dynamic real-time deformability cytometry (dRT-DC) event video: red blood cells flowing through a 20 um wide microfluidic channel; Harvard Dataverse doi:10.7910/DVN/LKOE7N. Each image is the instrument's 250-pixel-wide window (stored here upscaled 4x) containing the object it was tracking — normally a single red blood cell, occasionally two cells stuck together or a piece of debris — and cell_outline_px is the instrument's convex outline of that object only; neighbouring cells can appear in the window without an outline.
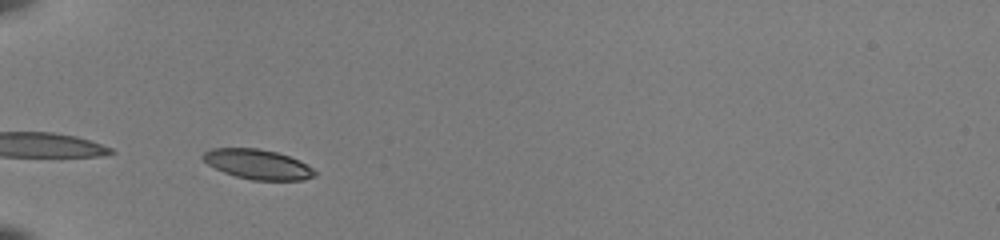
{"species": "common noctule bat (a hibernating species)", "species_latin": "Nyctalus noctula", "temperature_condition": "room temperature", "stored_images_in_passage": 8, "camera_frame_rate_fps": 3000, "um_per_image_px": 0.085, "animal": {"sex": "female", "body_mass_g": 22.0, "forearm_length_mm": 56.7}, "frame": {"image": 1, "passage_image": 1, "time_ms": 0.0, "image_size_px": [1000, 240], "cell_outline_px": [[316, 176], [304, 180], [252, 180], [236, 176], [224, 172], [208, 164], [200, 156], [204, 152], [212, 148], [256, 148], [276, 152], [300, 160], [312, 168], [316, 172]], "centroid_in_image_um": [21.92, 13.96], "position_along_channel_um": 63.1, "area_um2": 19.36}}
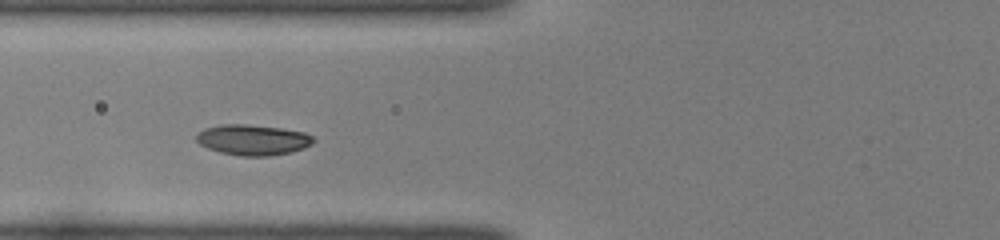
{"frame": {"image": 2, "passage_image": 5, "time_ms": 1.333, "image_size_px": [1000, 240], "cell_outline_px": [[316, 140], [312, 144], [304, 148], [292, 152], [268, 156], [240, 156], [220, 152], [208, 148], [200, 144], [196, 140], [196, 132], [204, 128], [220, 124], [244, 124], [280, 128], [304, 132], [312, 136]], "centroid_in_image_um": [21.48, 11.88], "position_along_channel_um": 104.3, "area_um2": 20.98}}